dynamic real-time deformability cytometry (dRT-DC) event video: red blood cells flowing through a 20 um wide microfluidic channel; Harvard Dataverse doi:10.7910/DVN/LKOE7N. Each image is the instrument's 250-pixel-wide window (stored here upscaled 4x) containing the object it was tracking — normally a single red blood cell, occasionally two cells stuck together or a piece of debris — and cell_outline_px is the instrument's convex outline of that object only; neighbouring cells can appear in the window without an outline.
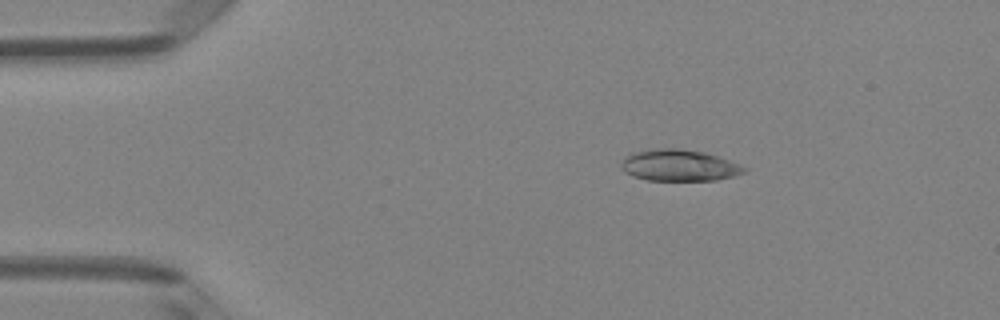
{"species": "Egyptian fruit bat (a non-hibernating species)", "species_latin": "Rousettus aegyptiacus", "temperature_condition": "room temperature", "stored_images_in_passage": 6, "camera_frame_rate_fps": 3000, "um_per_image_px": 0.085, "animal": {"sex": "female"}, "frame": {"image": 1, "passage_image": 2, "time_ms": 0.333, "image_size_px": [1000, 320], "cell_outline_px": [[748, 168], [744, 172], [732, 176], [716, 180], [648, 180], [632, 176], [624, 172], [620, 164], [624, 156], [636, 152], [652, 148], [680, 148], [704, 152], [740, 164]], "centroid_in_image_um": [57.69, 14.05], "position_along_channel_um": 27.3, "area_um2": 22.54}}
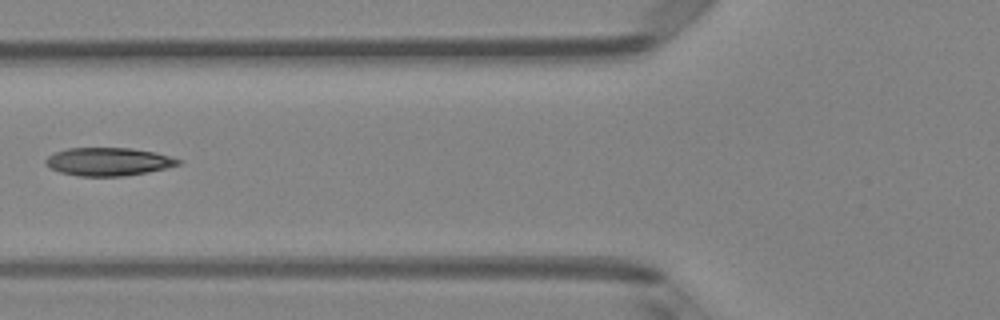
{"frame": {"image": 2, "passage_image": 5, "time_ms": 1.333, "image_size_px": [1000, 320], "cell_outline_px": [[184, 160], [180, 164], [148, 172], [124, 176], [80, 176], [60, 172], [44, 164], [44, 160], [48, 156], [56, 152], [68, 148], [132, 148], [156, 152]], "centroid_in_image_um": [9.23, 13.73], "position_along_channel_um": 116.6, "area_um2": 21.73}}
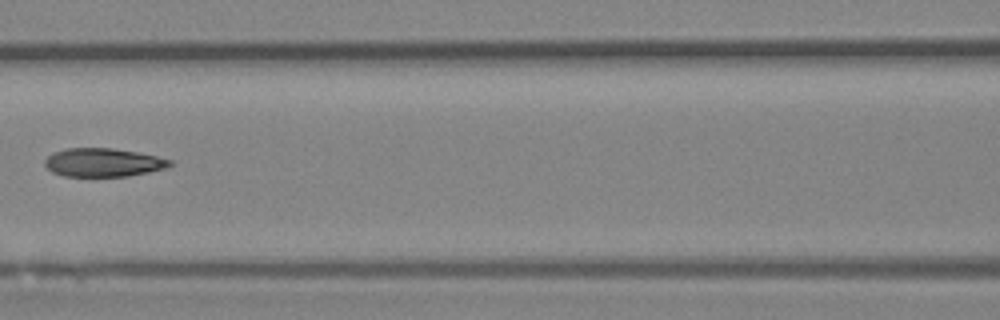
{"frame": {"image": 3, "passage_image": 6, "time_ms": 1.667, "image_size_px": [1000, 320], "cell_outline_px": [[172, 164], [168, 168], [128, 176], [64, 176], [52, 172], [44, 164], [44, 160], [48, 156], [64, 148], [112, 148], [136, 152], [156, 156], [172, 160]], "centroid_in_image_um": [8.78, 13.81], "position_along_channel_um": 157.8, "area_um2": 20.69}}